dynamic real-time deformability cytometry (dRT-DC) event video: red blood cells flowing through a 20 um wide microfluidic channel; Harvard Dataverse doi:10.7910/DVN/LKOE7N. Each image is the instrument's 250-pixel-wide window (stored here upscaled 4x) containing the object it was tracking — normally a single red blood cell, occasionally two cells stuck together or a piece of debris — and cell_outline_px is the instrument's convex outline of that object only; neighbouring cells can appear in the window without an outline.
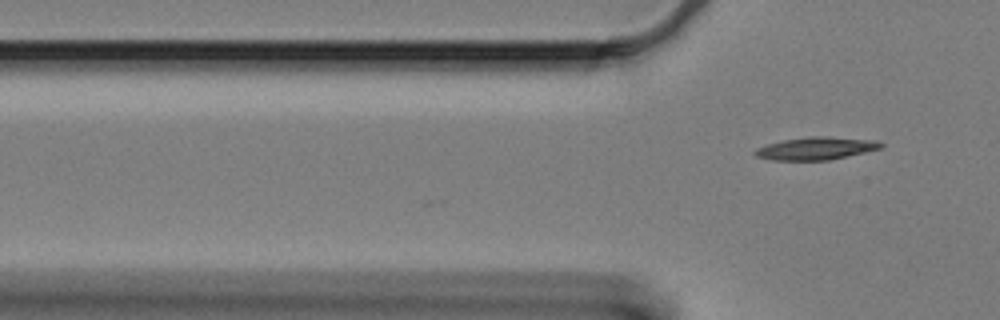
{"species": "Egyptian fruit bat (a non-hibernating species)", "species_latin": "Rousettus aegyptiacus", "temperature_condition": "cold", "stored_images_in_passage": 2, "camera_frame_rate_fps": 3000, "um_per_image_px": 0.085, "animal": {"sex": "female"}, "frame": {"image": 1, "passage_image": 2, "time_ms": 0.333, "image_size_px": [1000, 320], "cell_outline_px": [[884, 144], [880, 148], [864, 152], [828, 160], [772, 160], [756, 156], [752, 152], [756, 148], [768, 144], [784, 140], [812, 136], [824, 136], [876, 140]], "centroid_in_image_um": [69.33, 12.61], "position_along_channel_um": 56.5, "area_um2": 16.42}}